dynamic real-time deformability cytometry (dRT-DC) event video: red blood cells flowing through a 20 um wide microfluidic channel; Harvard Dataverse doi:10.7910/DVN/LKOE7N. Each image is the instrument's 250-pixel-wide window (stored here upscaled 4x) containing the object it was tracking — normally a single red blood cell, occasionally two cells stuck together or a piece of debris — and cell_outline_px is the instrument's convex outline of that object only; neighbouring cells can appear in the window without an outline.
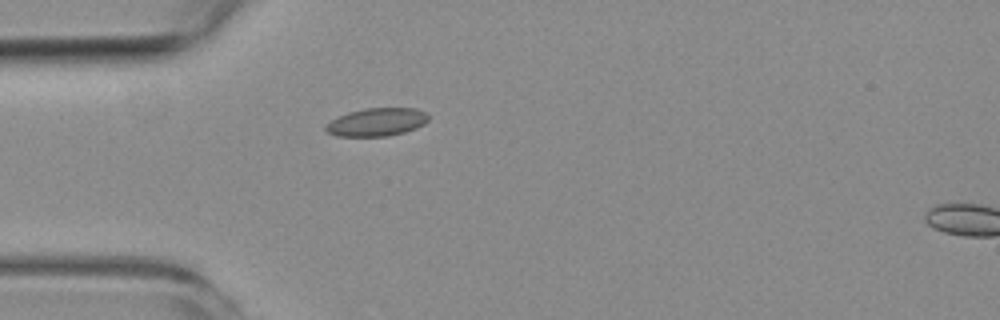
{"species": "common noctule bat (a hibernating species)", "species_latin": "Nyctalus noctula", "temperature_condition": "room temperature", "stored_images_in_passage": 4, "camera_frame_rate_fps": 3000, "um_per_image_px": 0.085, "animal": {"sex": "female", "body_mass_g": 19.3, "forearm_length_mm": 54.1}, "frame": {"image": 1, "passage_image": 3, "time_ms": 3.333, "image_size_px": [1000, 320], "cell_outline_px": [[428, 120], [424, 124], [416, 128], [404, 132], [388, 136], [336, 136], [328, 132], [324, 128], [324, 124], [348, 112], [364, 108], [416, 108], [424, 112], [428, 116]], "centroid_in_image_um": [32.01, 10.37], "position_along_channel_um": 53.0, "area_um2": 16.76}}